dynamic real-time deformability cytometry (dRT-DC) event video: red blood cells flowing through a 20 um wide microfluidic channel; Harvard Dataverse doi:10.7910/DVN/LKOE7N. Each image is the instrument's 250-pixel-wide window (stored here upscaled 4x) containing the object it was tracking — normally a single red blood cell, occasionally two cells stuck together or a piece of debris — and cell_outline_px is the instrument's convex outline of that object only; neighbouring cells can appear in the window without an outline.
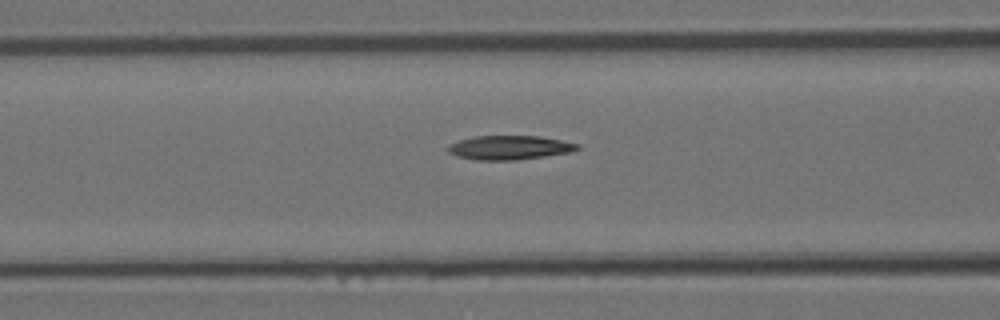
{"species": "Egyptian fruit bat (a non-hibernating species)", "species_latin": "Rousettus aegyptiacus", "temperature_condition": "room temperature", "stored_images_in_passage": 29, "camera_frame_rate_fps": 3000, "um_per_image_px": 0.085, "animal": {"sex": "female"}, "frame": {"image": 1, "passage_image": 10, "time_ms": 3.0, "image_size_px": [1000, 320], "cell_outline_px": [[580, 148], [572, 152], [516, 160], [476, 160], [456, 156], [448, 152], [448, 144], [472, 136], [540, 136], [580, 144]], "centroid_in_image_um": [43.3, 12.54], "position_along_channel_um": 123.3, "area_um2": 18.21}}
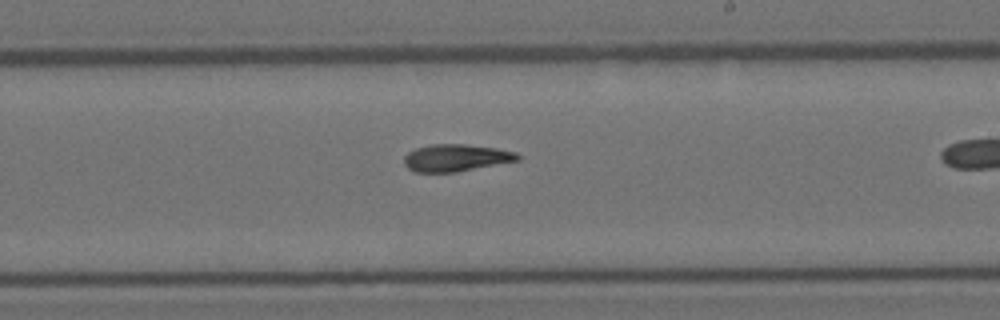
{"frame": {"image": 2, "passage_image": 19, "time_ms": 6.0, "image_size_px": [1000, 320], "cell_outline_px": [[520, 160], [456, 172], [416, 172], [408, 168], [404, 164], [404, 156], [408, 152], [416, 148], [432, 144], [464, 144], [496, 148], [516, 152], [520, 156]], "centroid_in_image_um": [38.75, 13.41], "position_along_channel_um": 250.2, "area_um2": 17.92}}
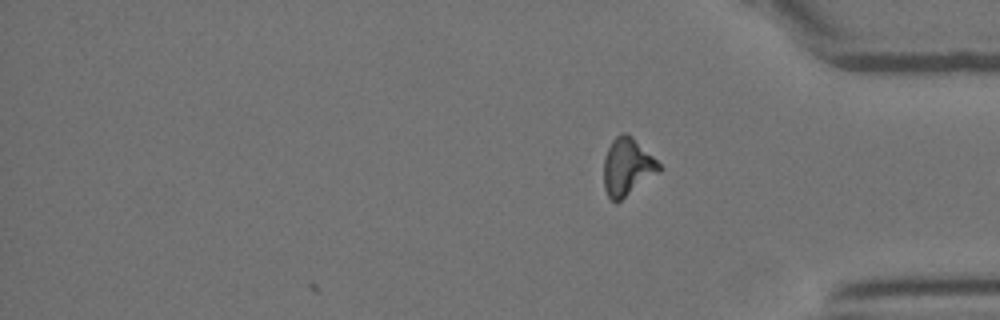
{"frame": {"image": 3, "passage_image": 29, "time_ms": 9.333, "image_size_px": [1000, 320], "cell_outline_px": [[660, 172], [616, 204], [608, 196], [604, 188], [604, 156], [612, 140], [620, 132], [624, 132], [632, 136], [660, 164]], "centroid_in_image_um": [53.3, 14.2], "position_along_channel_um": 381.9, "area_um2": 18.55}}